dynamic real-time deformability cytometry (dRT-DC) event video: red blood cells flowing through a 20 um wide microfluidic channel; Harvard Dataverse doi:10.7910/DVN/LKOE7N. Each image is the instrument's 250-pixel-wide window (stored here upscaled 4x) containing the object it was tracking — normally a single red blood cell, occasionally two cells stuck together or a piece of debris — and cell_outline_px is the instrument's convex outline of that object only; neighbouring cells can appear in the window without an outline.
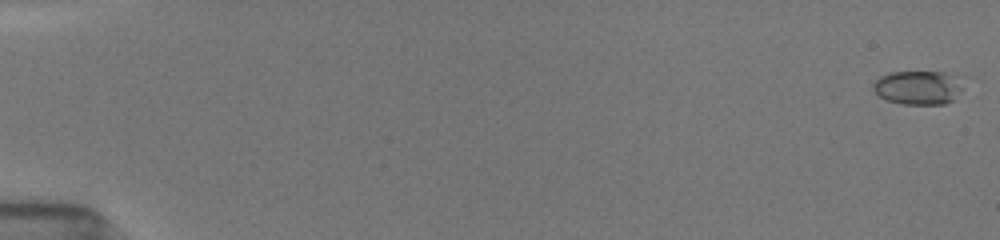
{"species": "common noctule bat (a hibernating species)", "species_latin": "Nyctalus noctula", "temperature_condition": "room temperature", "stored_images_in_passage": 54, "camera_frame_rate_fps": 3000, "um_per_image_px": 0.085, "animal": {"sex": "female", "body_mass_g": 19.5, "forearm_length_mm": 54.1}, "frame": {"image": 1, "passage_image": 2, "time_ms": 0.333, "image_size_px": [1000, 240], "cell_outline_px": [[972, 76], [964, 88], [952, 100], [944, 104], [904, 104], [888, 100], [880, 96], [872, 88], [872, 84], [880, 76], [888, 72], [944, 72]], "centroid_in_image_um": [78.22, 7.4], "position_along_channel_um": 6.8, "area_um2": 18.61}}
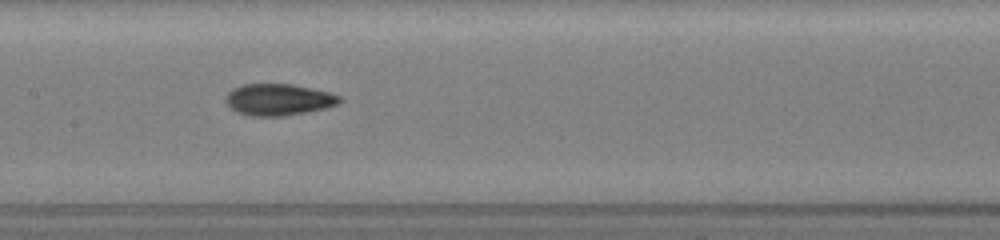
{"frame": {"image": 2, "passage_image": 29, "time_ms": 9.333, "image_size_px": [1000, 240], "cell_outline_px": [[344, 100], [328, 108], [308, 112], [284, 116], [252, 116], [236, 112], [224, 100], [228, 92], [232, 88], [244, 84], [292, 84], [328, 92], [340, 96]], "centroid_in_image_um": [23.68, 8.47], "position_along_channel_um": 183.7, "area_um2": 21.04}}
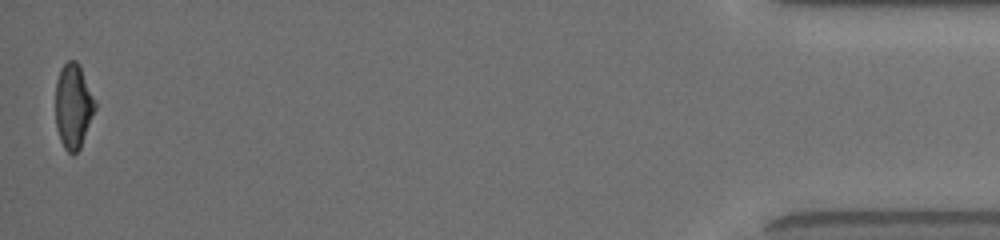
{"frame": {"image": 3, "passage_image": 54, "time_ms": 17.667, "image_size_px": [1000, 240], "cell_outline_px": [[96, 108], [80, 148], [72, 156], [64, 148], [60, 140], [56, 128], [56, 80], [60, 68], [68, 60], [76, 60], [80, 64], [96, 104]], "centroid_in_image_um": [6.22, 9.01], "position_along_channel_um": 429.0, "area_um2": 19.59}, "authors_computed_cell_mechanics": {"area_um2": 19.7387, "velocity_mm_per_s": 3.9357, "shape_relaxation_time_tau1_ms": 5.8783, "shape_relaxation_time_tau2_ms": 2.081, "deformation_change_tau1": 0.2011, "deformation_change_tau2": 0.0789}}